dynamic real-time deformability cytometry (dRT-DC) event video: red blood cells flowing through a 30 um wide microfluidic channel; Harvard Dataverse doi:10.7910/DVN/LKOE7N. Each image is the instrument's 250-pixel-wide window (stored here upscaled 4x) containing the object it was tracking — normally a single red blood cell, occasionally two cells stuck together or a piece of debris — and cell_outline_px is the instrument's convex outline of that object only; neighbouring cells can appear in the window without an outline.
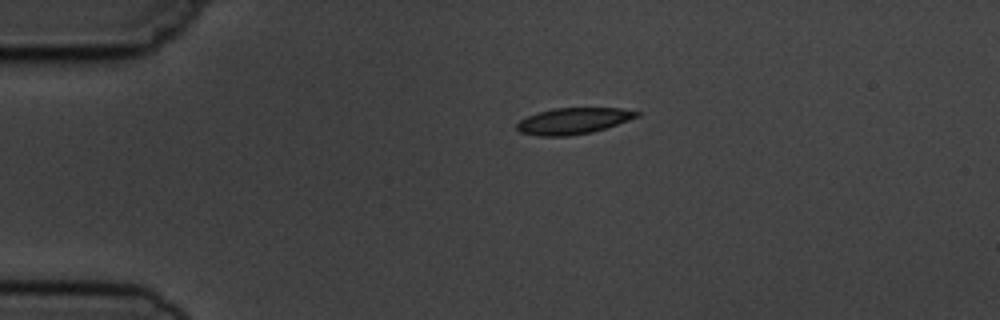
{"species": "common noctule bat (a hibernating species)", "species_latin": "Nyctalus noctula", "temperature_condition": "cold", "stored_images_in_passage": 3, "camera_frame_rate_fps": 3000, "um_per_image_px": 0.085, "animal": {"sex": "male", "body_mass_g": 19.5, "forearm_length_mm": 54.6}, "frame": {"image": 1, "passage_image": 1, "time_ms": 0.0, "image_size_px": [1000, 320], "cell_outline_px": [[640, 116], [592, 132], [568, 136], [536, 136], [520, 132], [516, 128], [516, 124], [520, 120], [528, 116], [552, 108], [620, 108], [640, 112]], "centroid_in_image_um": [48.71, 10.28], "position_along_channel_um": 36.3, "area_um2": 18.21}}
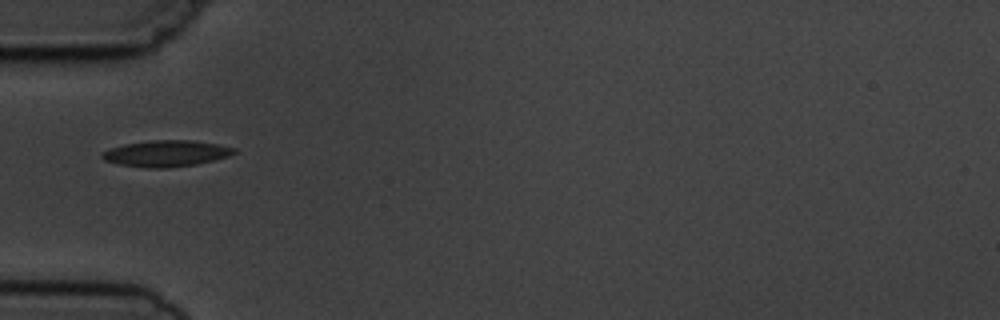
{"frame": {"image": 2, "passage_image": 3, "time_ms": 2.0, "image_size_px": [1000, 320], "cell_outline_px": [[236, 152], [228, 156], [216, 160], [196, 164], [168, 168], [148, 168], [116, 164], [104, 160], [100, 156], [100, 152], [124, 144], [152, 140], [192, 140], [216, 144], [236, 148]], "centroid_in_image_um": [14.1, 13.05], "position_along_channel_um": 70.9, "area_um2": 20.29}}